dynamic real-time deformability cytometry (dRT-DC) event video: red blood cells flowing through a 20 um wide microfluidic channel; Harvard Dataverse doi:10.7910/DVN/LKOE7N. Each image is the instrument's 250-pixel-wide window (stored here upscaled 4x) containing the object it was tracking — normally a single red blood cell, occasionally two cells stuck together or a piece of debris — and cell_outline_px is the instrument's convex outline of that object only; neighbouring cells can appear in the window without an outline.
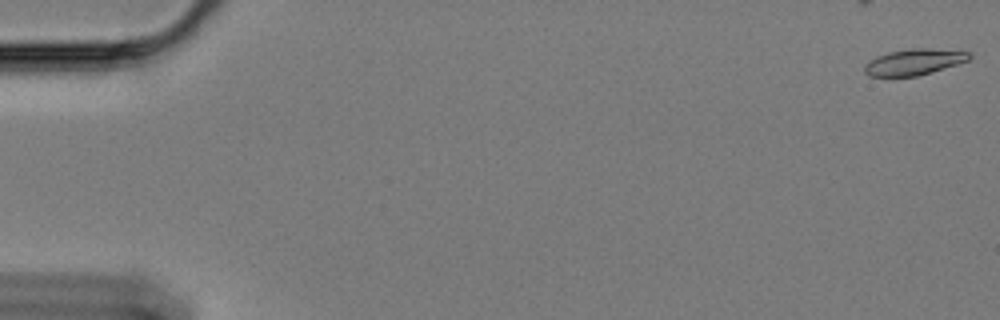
{"species": "Egyptian fruit bat (a non-hibernating species)", "species_latin": "Rousettus aegyptiacus", "temperature_condition": "cold", "stored_images_in_passage": 43, "camera_frame_rate_fps": 3000, "um_per_image_px": 0.085, "animal": {"sex": "female"}, "frame": {"image": 1, "passage_image": 1, "time_ms": 0.0, "image_size_px": [1000, 320], "cell_outline_px": [[972, 56], [968, 60], [932, 72], [916, 76], [868, 76], [864, 72], [864, 64], [876, 56], [888, 52], [908, 48], [928, 48], [968, 52]], "centroid_in_image_um": [77.64, 5.26], "position_along_channel_um": 7.4, "area_um2": 15.84}}
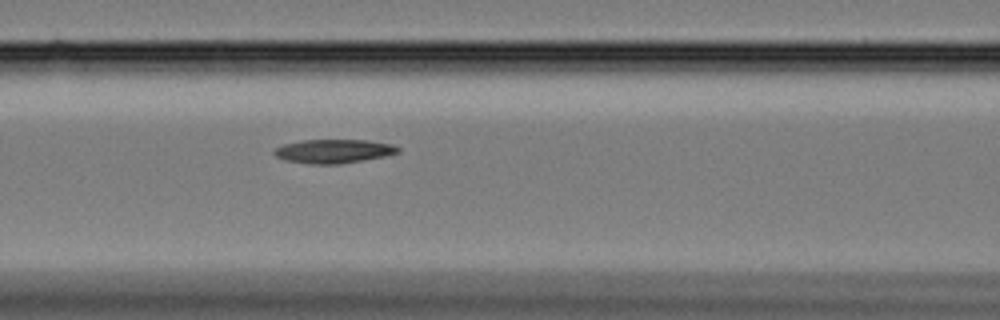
{"frame": {"image": 2, "passage_image": 26, "time_ms": 8.333, "image_size_px": [1000, 320], "cell_outline_px": [[400, 152], [384, 156], [336, 164], [312, 164], [284, 160], [276, 156], [272, 152], [276, 148], [284, 144], [300, 140], [368, 140], [392, 144], [400, 148]], "centroid_in_image_um": [28.34, 12.84], "position_along_channel_um": 138.3, "area_um2": 17.05}}
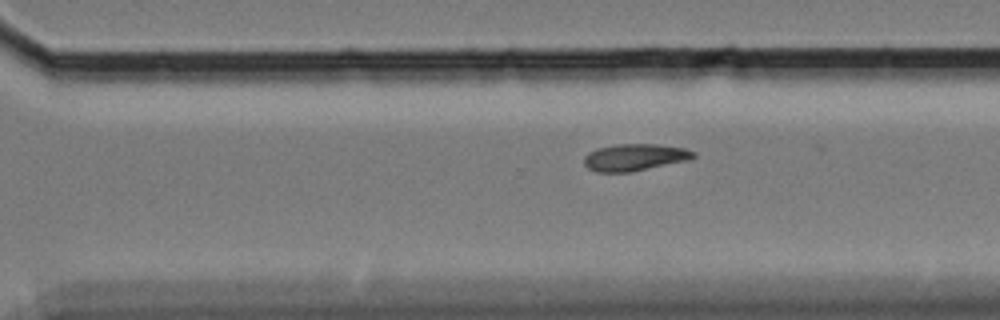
{"frame": {"image": 3, "passage_image": 42, "time_ms": 13.667, "image_size_px": [1000, 320], "cell_outline_px": [[696, 156], [692, 160], [632, 172], [596, 172], [588, 168], [584, 164], [584, 156], [588, 152], [596, 148], [616, 144], [656, 144], [684, 148], [696, 152]], "centroid_in_image_um": [53.98, 13.37], "position_along_channel_um": 316.6, "area_um2": 17.51}}